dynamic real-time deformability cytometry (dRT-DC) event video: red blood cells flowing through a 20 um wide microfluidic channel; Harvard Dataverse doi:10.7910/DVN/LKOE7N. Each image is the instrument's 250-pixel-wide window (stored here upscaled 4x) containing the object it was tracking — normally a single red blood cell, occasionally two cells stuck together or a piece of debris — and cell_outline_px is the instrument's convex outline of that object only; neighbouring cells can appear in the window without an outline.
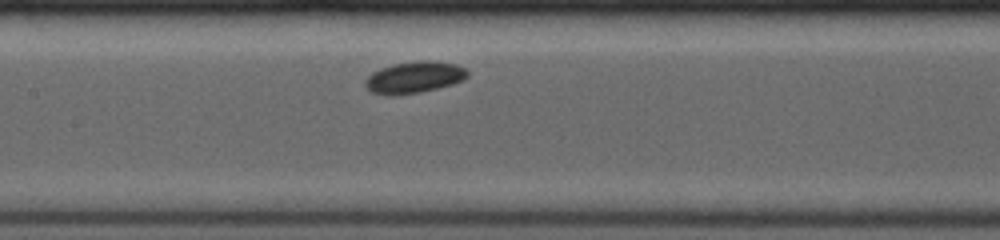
{"species": "common noctule bat (a hibernating species)", "species_latin": "Nyctalus noctula", "temperature_condition": "room temperature", "stored_images_in_passage": 5, "camera_frame_rate_fps": 4000, "um_per_image_px": 0.085, "animal": {"sex": "female", "body_mass_g": 19.0, "forearm_length_mm": 53.3}, "frame": {"image": 1, "passage_image": 4, "time_ms": 2.5, "image_size_px": [1000, 240], "cell_outline_px": [[468, 76], [464, 80], [452, 84], [420, 92], [388, 96], [372, 92], [364, 84], [364, 80], [372, 72], [380, 68], [392, 64], [420, 60], [436, 60], [456, 64], [464, 68], [468, 72]], "centroid_in_image_um": [35.21, 6.56], "position_along_channel_um": 172.2, "area_um2": 18.96}}